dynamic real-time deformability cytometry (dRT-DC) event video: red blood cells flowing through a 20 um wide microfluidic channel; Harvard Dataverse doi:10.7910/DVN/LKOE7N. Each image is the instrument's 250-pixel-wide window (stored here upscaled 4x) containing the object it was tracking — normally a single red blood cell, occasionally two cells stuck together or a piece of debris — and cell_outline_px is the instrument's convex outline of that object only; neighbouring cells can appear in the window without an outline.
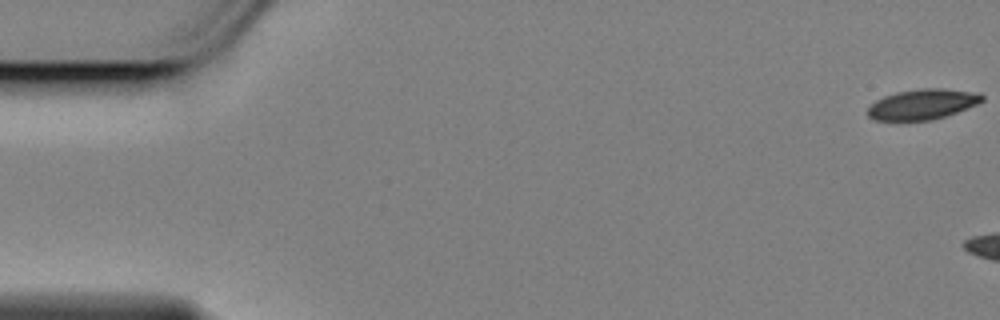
{"species": "Egyptian fruit bat (a non-hibernating species)", "species_latin": "Rousettus aegyptiacus", "temperature_condition": "cold", "stored_images_in_passage": 14, "camera_frame_rate_fps": 3000, "um_per_image_px": 0.085, "animal": {"sex": "female"}, "frame": {"image": 1, "passage_image": 1, "time_ms": 0.0, "image_size_px": [1000, 320], "cell_outline_px": [[984, 100], [976, 104], [956, 112], [932, 120], [872, 120], [868, 116], [868, 108], [876, 100], [884, 96], [896, 92], [920, 88], [944, 88], [980, 92], [984, 96]], "centroid_in_image_um": [78.43, 8.84], "position_along_channel_um": 6.6, "area_um2": 20.23}}